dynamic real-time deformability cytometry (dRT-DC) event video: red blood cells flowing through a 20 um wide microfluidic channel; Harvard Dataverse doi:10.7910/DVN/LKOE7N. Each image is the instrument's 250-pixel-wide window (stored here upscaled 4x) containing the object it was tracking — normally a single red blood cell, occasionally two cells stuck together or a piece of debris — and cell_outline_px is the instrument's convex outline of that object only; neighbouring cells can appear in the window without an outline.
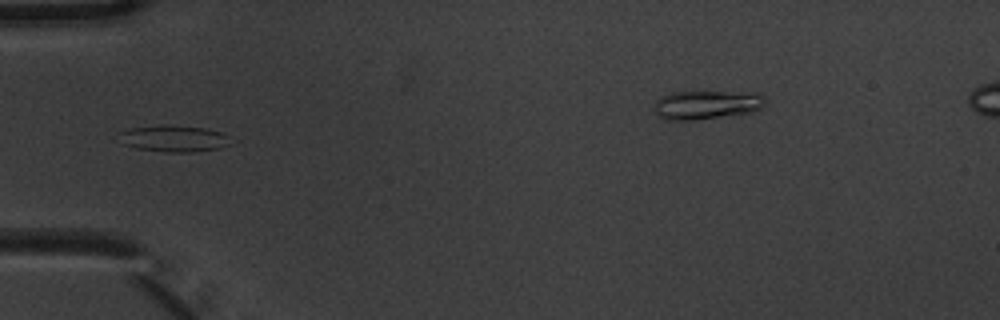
{"species": "common noctule bat (a hibernating species)", "species_latin": "Nyctalus noctula", "temperature_condition": "warm", "stored_images_in_passage": 4, "camera_frame_rate_fps": 3000, "um_per_image_px": 0.085, "animal": {"sex": "male", "body_mass_g": 20.1, "forearm_length_mm": 53.5}, "frame": {"image": 1, "passage_image": 4, "time_ms": 1.0, "image_size_px": [1000, 320], "cell_outline_px": [[236, 144], [220, 148], [192, 152], [164, 152], [136, 148], [124, 144], [120, 132], [128, 128], [164, 124], [208, 128], [220, 132], [236, 140]], "centroid_in_image_um": [14.9, 11.77], "position_along_channel_um": 70.1, "area_um2": 17.63}}